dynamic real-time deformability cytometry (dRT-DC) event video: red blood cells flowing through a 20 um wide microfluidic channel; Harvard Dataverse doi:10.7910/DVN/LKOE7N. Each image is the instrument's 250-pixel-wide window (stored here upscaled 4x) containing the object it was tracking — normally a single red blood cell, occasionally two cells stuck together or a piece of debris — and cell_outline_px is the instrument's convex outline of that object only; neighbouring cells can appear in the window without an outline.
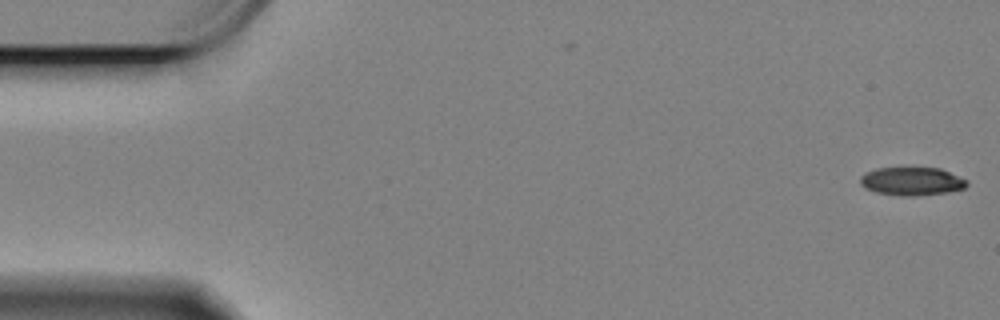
{"species": "Egyptian fruit bat (a non-hibernating species)", "species_latin": "Rousettus aegyptiacus", "temperature_condition": "cold", "stored_images_in_passage": 59, "camera_frame_rate_fps": 3000, "um_per_image_px": 0.085, "animal": {"sex": "female"}, "frame": {"image": 1, "passage_image": 1, "time_ms": 0.0, "image_size_px": [1000, 320], "cell_outline_px": [[968, 184], [964, 188], [948, 192], [916, 196], [900, 196], [876, 192], [864, 188], [860, 184], [860, 176], [864, 172], [876, 168], [940, 168], [968, 180]], "centroid_in_image_um": [77.48, 15.41], "position_along_channel_um": 7.5, "area_um2": 17.69}}
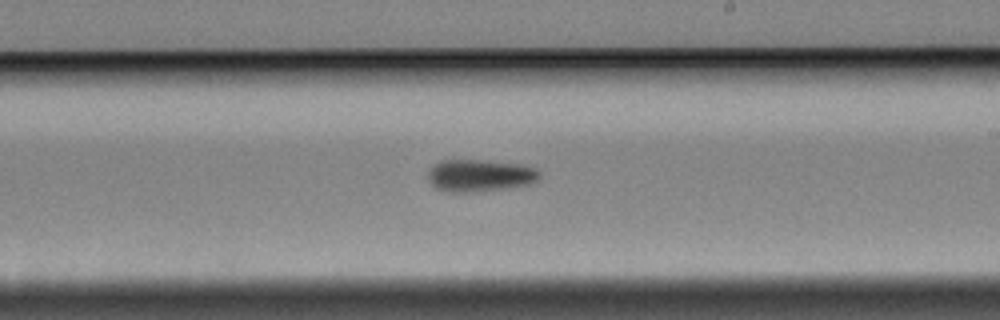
{"frame": {"image": 2, "passage_image": 34, "time_ms": 11.0, "image_size_px": [1000, 320], "cell_outline_px": [[540, 180], [532, 184], [508, 188], [468, 192], [452, 192], [436, 188], [428, 180], [428, 172], [440, 160], [484, 160], [524, 164], [536, 168], [540, 172]], "centroid_in_image_um": [40.86, 14.91], "position_along_channel_um": 248.1, "area_um2": 21.1}}
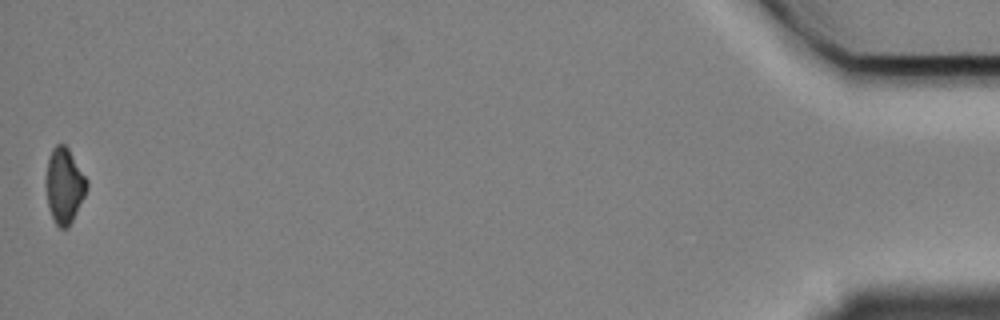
{"frame": {"image": 3, "passage_image": 59, "time_ms": 19.333, "image_size_px": [1000, 320], "cell_outline_px": [[88, 188], [68, 228], [60, 228], [56, 224], [52, 216], [48, 204], [44, 184], [48, 160], [52, 148], [56, 144], [64, 144], [68, 148], [88, 180]], "centroid_in_image_um": [5.45, 15.76], "position_along_channel_um": 429.7, "area_um2": 17.92}, "authors_computed_cell_mechanics": {"area_um2": 19.5364, "velocity_mm_per_s": 3.3324, "shape_relaxation_time_tau1_ms": 2.8008, "shape_relaxation_time_tau2_ms": null, "deformation_change_tau1": 0.1077, "deformation_change_tau2": null}}